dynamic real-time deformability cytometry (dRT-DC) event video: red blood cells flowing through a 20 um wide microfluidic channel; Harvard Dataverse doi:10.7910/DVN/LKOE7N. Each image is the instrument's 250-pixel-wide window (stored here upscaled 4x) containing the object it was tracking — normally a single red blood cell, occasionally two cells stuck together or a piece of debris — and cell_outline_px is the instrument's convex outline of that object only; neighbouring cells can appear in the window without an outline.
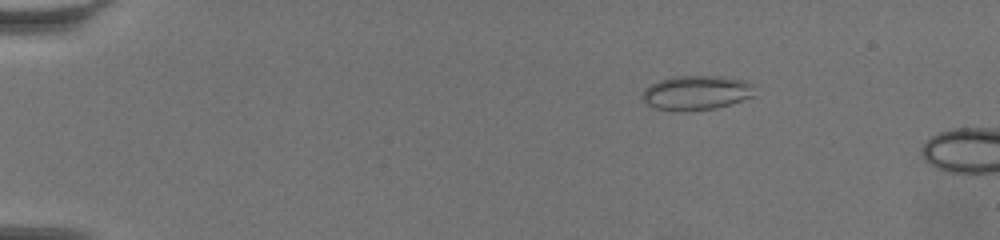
{"species": "common noctule bat (a hibernating species)", "species_latin": "Nyctalus noctula", "temperature_condition": "warm", "stored_images_in_passage": 6, "camera_frame_rate_fps": 3000, "um_per_image_px": 0.085, "animal": {"sex": "female", "body_mass_g": 19.5, "forearm_length_mm": 54.1}, "frame": {"image": 1, "passage_image": 1, "time_ms": 0.0, "image_size_px": [1000, 240], "cell_outline_px": [[756, 96], [744, 100], [716, 108], [656, 108], [648, 104], [640, 96], [644, 88], [660, 80], [672, 76], [720, 76], [744, 80], [756, 84]], "centroid_in_image_um": [59.29, 7.83], "position_along_channel_um": 25.7, "area_um2": 22.14}}